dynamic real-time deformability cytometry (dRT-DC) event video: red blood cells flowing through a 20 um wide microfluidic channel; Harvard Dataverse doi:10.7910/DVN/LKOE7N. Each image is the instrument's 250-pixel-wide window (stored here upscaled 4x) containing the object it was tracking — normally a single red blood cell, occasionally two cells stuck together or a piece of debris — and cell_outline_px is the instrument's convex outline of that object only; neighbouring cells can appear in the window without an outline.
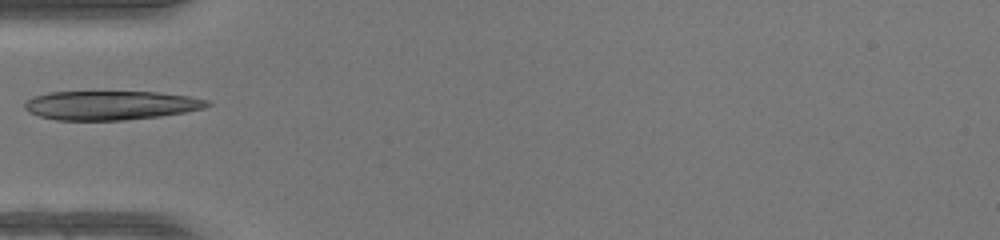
{"species": "human", "species_latin": "Homo sapiens", "temperature_condition": "warm", "stored_images_in_passage": 31, "camera_frame_rate_fps": 3000, "um_per_image_px": 0.085, "donor": {"sex": "female"}, "frame": {"image": 1, "passage_image": 1, "time_ms": 0.0, "image_size_px": [1000, 240], "cell_outline_px": [[212, 104], [204, 108], [184, 112], [160, 116], [124, 120], [56, 120], [40, 116], [28, 112], [24, 108], [24, 104], [32, 96], [48, 92], [156, 92], [188, 96], [208, 100]], "centroid_in_image_um": [9.39, 8.95], "position_along_channel_um": 75.6, "area_um2": 30.87}}
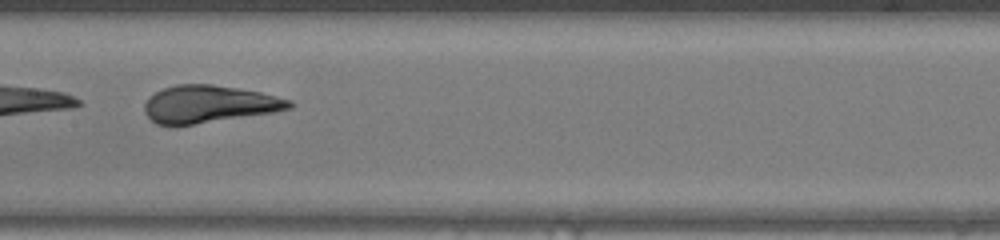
{"frame": {"image": 2, "passage_image": 9, "time_ms": 2.667, "image_size_px": [1000, 240], "cell_outline_px": [[296, 104], [292, 108], [276, 112], [192, 124], [156, 124], [144, 112], [144, 104], [148, 96], [164, 88], [176, 84], [212, 84], [260, 92], [292, 100]], "centroid_in_image_um": [17.79, 8.83], "position_along_channel_um": 189.6, "area_um2": 31.39}}
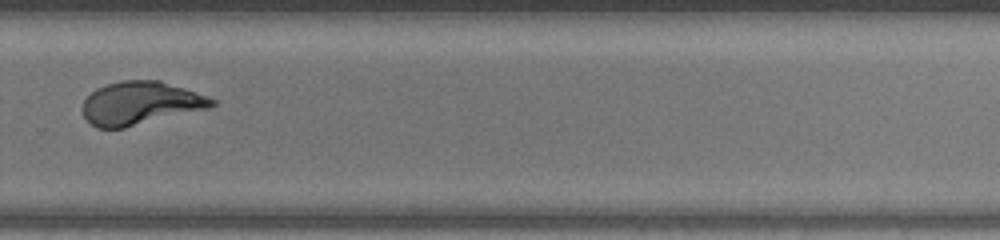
{"frame": {"image": 3, "passage_image": 18, "time_ms": 5.667, "image_size_px": [1000, 240], "cell_outline_px": [[216, 104], [212, 108], [124, 128], [96, 128], [84, 116], [84, 100], [96, 88], [120, 80], [160, 80], [208, 96], [216, 100]], "centroid_in_image_um": [11.99, 8.77], "position_along_channel_um": 317.8, "area_um2": 32.54}}